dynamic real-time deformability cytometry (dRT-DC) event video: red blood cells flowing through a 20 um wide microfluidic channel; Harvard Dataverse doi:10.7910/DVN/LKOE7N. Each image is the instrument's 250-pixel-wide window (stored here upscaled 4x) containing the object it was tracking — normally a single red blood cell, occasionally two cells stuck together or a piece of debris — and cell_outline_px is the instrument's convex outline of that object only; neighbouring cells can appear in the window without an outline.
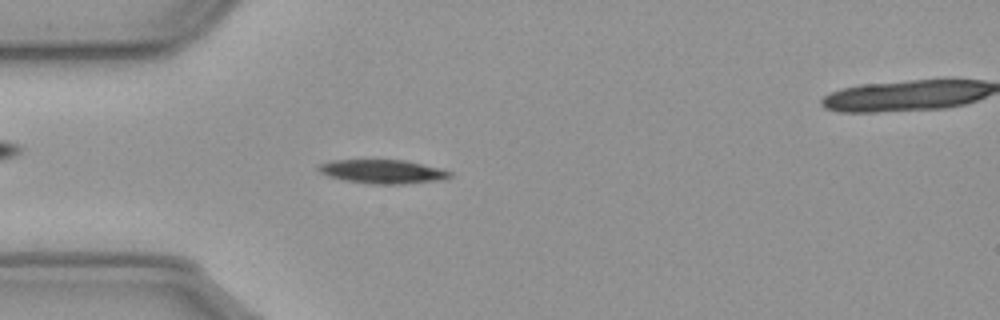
{"species": "common noctule bat (a hibernating species)", "species_latin": "Nyctalus noctula", "temperature_condition": "cold", "stored_images_in_passage": 48, "camera_frame_rate_fps": 3000, "um_per_image_px": 0.085, "animal": {"sex": "male", "body_mass_g": 23.1, "forearm_length_mm": 52.7}, "frame": {"image": 1, "passage_image": 11, "time_ms": 3.333, "image_size_px": [1000, 320], "cell_outline_px": [[452, 176], [440, 180], [404, 184], [372, 184], [344, 180], [328, 176], [320, 172], [316, 168], [320, 164], [332, 160], [404, 160], [452, 172]], "centroid_in_image_um": [32.48, 14.59], "position_along_channel_um": 52.5, "area_um2": 18.03}}
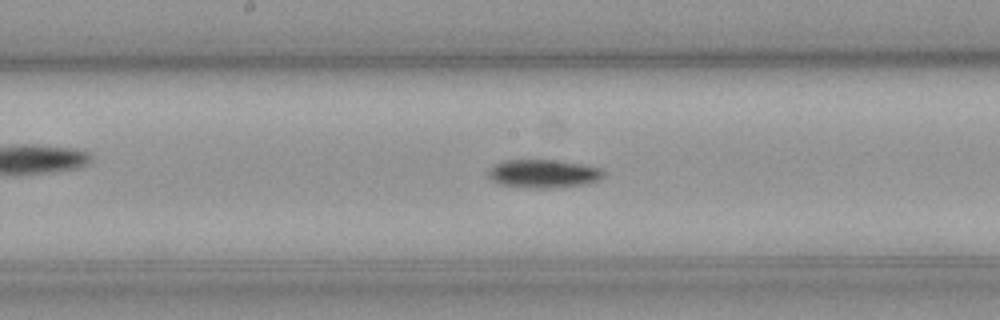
{"frame": {"image": 2, "passage_image": 24, "time_ms": 7.667, "image_size_px": [1000, 320], "cell_outline_px": [[608, 172], [600, 180], [588, 184], [560, 188], [520, 188], [496, 184], [488, 176], [488, 172], [496, 164], [504, 160], [556, 160], [580, 164], [600, 168]], "centroid_in_image_um": [46.23, 14.79], "position_along_channel_um": 202.0, "area_um2": 19.48}}
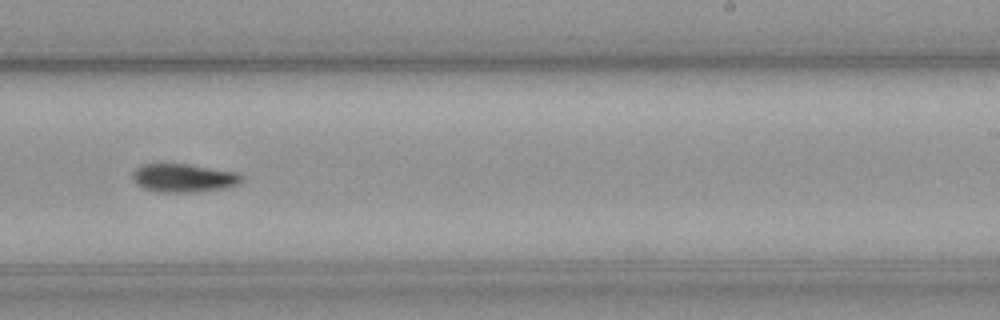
{"frame": {"image": 3, "passage_image": 30, "time_ms": 9.667, "image_size_px": [1000, 320], "cell_outline_px": [[240, 180], [236, 184], [224, 188], [192, 192], [156, 192], [144, 188], [136, 184], [132, 176], [132, 172], [136, 168], [144, 164], [188, 164], [236, 172], [240, 176]], "centroid_in_image_um": [15.53, 15.12], "position_along_channel_um": 273.5, "area_um2": 17.74}, "authors_computed_cell_mechanics": {"area_um2": 17.8024, "velocity_mm_per_s": 3.5902, "shape_relaxation_time_tau1_ms": 2.9619, "shape_relaxation_time_tau2_ms": null, "deformation_change_tau1": 0.1279, "deformation_change_tau2": null}}